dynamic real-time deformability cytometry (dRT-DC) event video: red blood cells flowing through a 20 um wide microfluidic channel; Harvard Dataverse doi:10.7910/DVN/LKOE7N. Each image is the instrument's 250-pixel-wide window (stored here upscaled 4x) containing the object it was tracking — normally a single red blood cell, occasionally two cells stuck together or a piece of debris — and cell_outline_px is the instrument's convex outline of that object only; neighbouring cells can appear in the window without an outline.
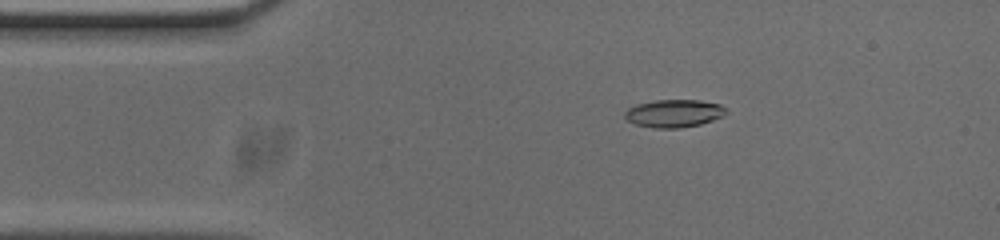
{"species": "common noctule bat (a hibernating species)", "species_latin": "Nyctalus noctula", "temperature_condition": "cold", "stored_images_in_passage": 50, "camera_frame_rate_fps": 3000, "um_per_image_px": 0.085, "animal": {"sex": "male", "body_mass_g": 20.0, "forearm_length_mm": 53.3}, "frame": {"image": 1, "passage_image": 6, "time_ms": 1.667, "image_size_px": [1000, 240], "cell_outline_px": [[728, 112], [712, 120], [700, 124], [680, 128], [656, 128], [636, 124], [628, 120], [624, 116], [624, 112], [628, 108], [636, 104], [656, 100], [700, 100], [720, 104]], "centroid_in_image_um": [57.26, 9.63], "position_along_channel_um": 27.7, "area_um2": 16.24}}
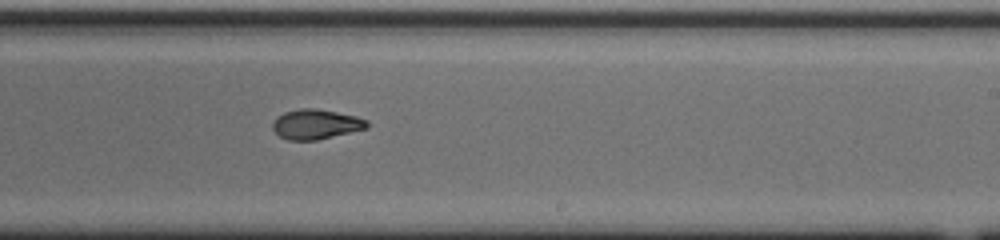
{"frame": {"image": 2, "passage_image": 28, "time_ms": 9.0, "image_size_px": [1000, 240], "cell_outline_px": [[368, 128], [316, 140], [288, 140], [280, 136], [272, 128], [272, 124], [276, 116], [284, 112], [300, 108], [316, 108], [356, 116], [368, 120]], "centroid_in_image_um": [26.84, 10.55], "position_along_channel_um": 262.2, "area_um2": 16.42}}
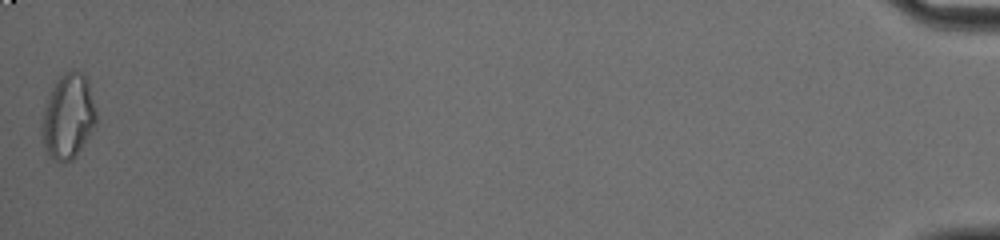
{"frame": {"image": 3, "passage_image": 50, "time_ms": 16.333, "image_size_px": [1000, 240], "cell_outline_px": [[96, 124], [76, 156], [72, 160], [56, 160], [44, 148], [40, 132], [40, 128], [44, 108], [56, 80], [60, 76], [72, 68], [84, 72], [88, 80], [96, 108]], "centroid_in_image_um": [5.8, 9.85], "position_along_channel_um": 429.4, "area_um2": 26.93}, "authors_computed_cell_mechanics": {"area_um2": 16.5308, "velocity_mm_per_s": 3.7689, "shape_relaxation_time_tau1_ms": 8.8628, "shape_relaxation_time_tau2_ms": 1.9991, "deformation_change_tau1": 0.2423, "deformation_change_tau2": 0.0766}}